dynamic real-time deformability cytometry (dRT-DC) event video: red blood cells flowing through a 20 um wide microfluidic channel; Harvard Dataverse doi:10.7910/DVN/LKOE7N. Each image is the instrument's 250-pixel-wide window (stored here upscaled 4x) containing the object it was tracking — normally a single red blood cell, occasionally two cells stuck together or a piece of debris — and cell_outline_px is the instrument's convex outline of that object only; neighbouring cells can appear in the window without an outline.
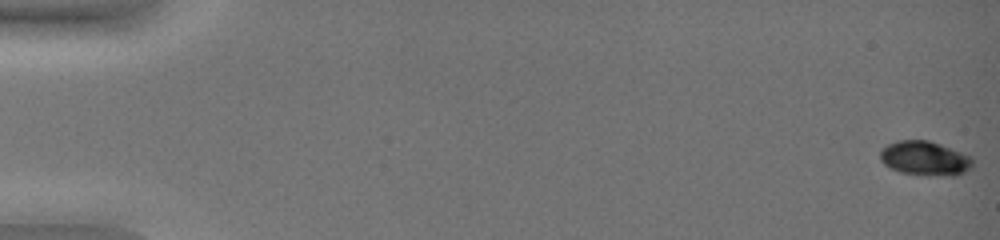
{"species": "common noctule bat (a hibernating species)", "species_latin": "Nyctalus noctula", "temperature_condition": "warm", "stored_images_in_passage": 26, "camera_frame_rate_fps": 3000, "um_per_image_px": 0.085, "animal": {"sex": "female", "body_mass_g": 19.0, "forearm_length_mm": 51.5}, "frame": {"image": 1, "passage_image": 1, "time_ms": 0.0, "image_size_px": [1000, 240], "cell_outline_px": [[972, 168], [956, 176], [944, 176], [900, 172], [884, 164], [880, 160], [880, 152], [888, 144], [896, 140], [928, 140], [940, 144], [972, 156]], "centroid_in_image_um": [78.64, 13.45], "position_along_channel_um": 6.4, "area_um2": 18.44}}
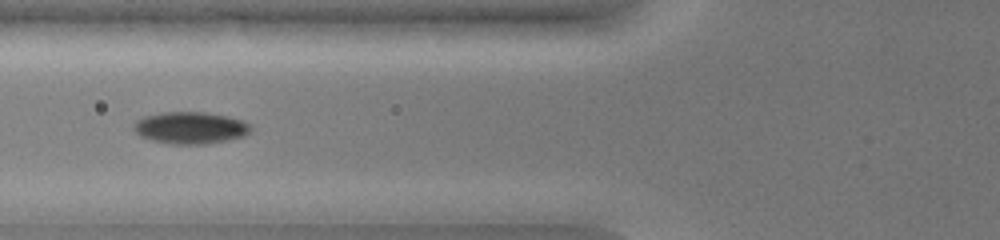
{"frame": {"image": 2, "passage_image": 17, "time_ms": 5.333, "image_size_px": [1000, 240], "cell_outline_px": [[252, 128], [244, 136], [228, 140], [204, 144], [172, 144], [152, 140], [140, 136], [132, 128], [132, 124], [136, 120], [144, 116], [160, 112], [204, 112], [228, 116], [244, 120], [252, 124]], "centroid_in_image_um": [16.18, 10.85], "position_along_channel_um": 109.6, "area_um2": 22.02}}
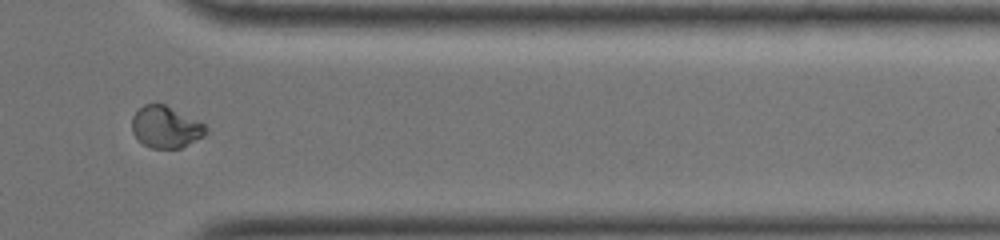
{"frame": {"image": 3, "passage_image": 24, "time_ms": 7.667, "image_size_px": [1000, 240], "cell_outline_px": [[208, 132], [204, 136], [180, 148], [152, 148], [144, 144], [132, 132], [132, 116], [144, 104], [164, 104], [204, 124], [208, 128]], "centroid_in_image_um": [14.09, 10.8], "position_along_channel_um": 397.3, "area_um2": 17.69}}